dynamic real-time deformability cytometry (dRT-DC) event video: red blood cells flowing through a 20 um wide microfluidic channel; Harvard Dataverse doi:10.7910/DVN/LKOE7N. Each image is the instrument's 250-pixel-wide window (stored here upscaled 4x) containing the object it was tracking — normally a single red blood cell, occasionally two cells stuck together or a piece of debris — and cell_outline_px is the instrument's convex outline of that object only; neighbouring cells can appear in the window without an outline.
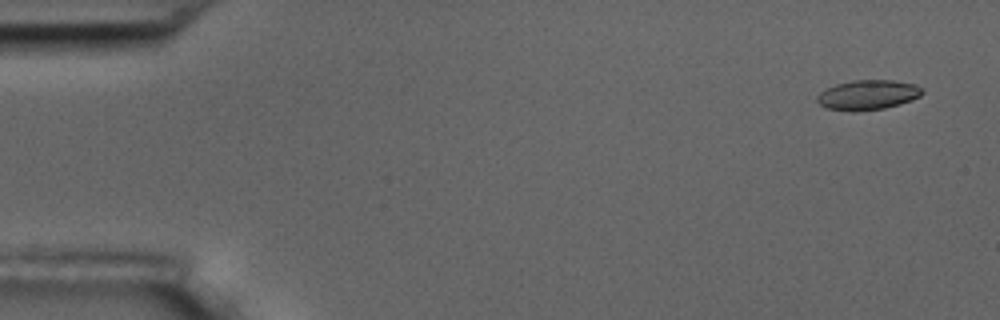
{"species": "common noctule bat (a hibernating species)", "species_latin": "Nyctalus noctula", "temperature_condition": "room temperature", "stored_images_in_passage": 15, "camera_frame_rate_fps": 3000, "um_per_image_px": 0.085, "animal": {"sex": "male", "body_mass_g": 17.5, "forearm_length_mm": 52.3}, "frame": {"image": 1, "passage_image": 1, "time_ms": 0.0, "image_size_px": [1000, 320], "cell_outline_px": [[924, 92], [920, 96], [912, 100], [900, 104], [884, 108], [856, 112], [828, 108], [820, 104], [816, 100], [816, 96], [820, 92], [836, 84], [852, 80], [892, 80], [916, 84], [924, 88]], "centroid_in_image_um": [73.8, 8.06], "position_along_channel_um": 11.2, "area_um2": 18.38}}
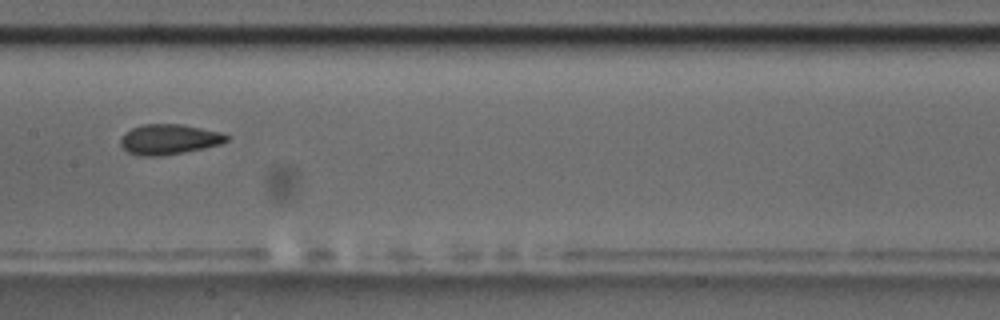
{"frame": {"image": 2, "passage_image": 8, "time_ms": 8.667, "image_size_px": [1000, 320], "cell_outline_px": [[228, 140], [220, 144], [204, 148], [184, 152], [160, 156], [140, 156], [128, 152], [120, 144], [120, 140], [124, 132], [140, 124], [180, 124], [224, 132], [228, 136]], "centroid_in_image_um": [14.36, 11.83], "position_along_channel_um": 193.0, "area_um2": 18.79}}
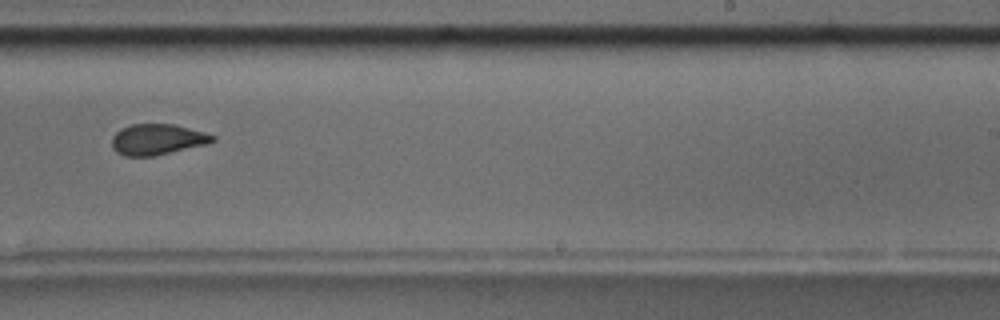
{"frame": {"image": 3, "passage_image": 10, "time_ms": 11.0, "image_size_px": [1000, 320], "cell_outline_px": [[216, 140], [208, 144], [152, 156], [124, 156], [116, 152], [112, 148], [112, 136], [120, 128], [132, 124], [176, 124], [204, 132], [216, 136]], "centroid_in_image_um": [13.37, 11.84], "position_along_channel_um": 275.6, "area_um2": 18.21}, "authors_computed_cell_mechanics": {"area_um2": 18.785, "velocity_mm_per_s": 3.5566, "shape_relaxation_time_tau1_ms": null, "shape_relaxation_time_tau2_ms": 1.785, "deformation_change_tau1": null, "deformation_change_tau2": 0.079}}